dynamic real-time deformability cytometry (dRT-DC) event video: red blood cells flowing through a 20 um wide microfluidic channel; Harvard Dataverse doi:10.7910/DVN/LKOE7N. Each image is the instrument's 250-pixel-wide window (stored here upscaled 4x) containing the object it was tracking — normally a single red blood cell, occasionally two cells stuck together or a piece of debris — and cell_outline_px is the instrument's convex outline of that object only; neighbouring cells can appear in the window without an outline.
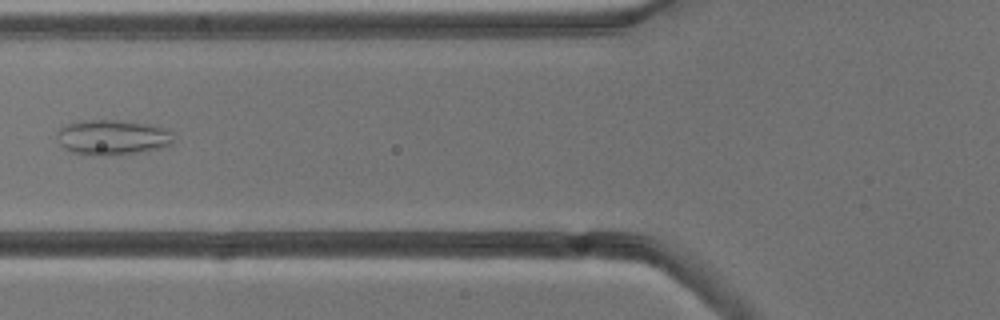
{"species": "common noctule bat (a hibernating species)", "species_latin": "Nyctalus noctula", "temperature_condition": "cold", "stored_images_in_passage": 4, "camera_frame_rate_fps": 3000, "um_per_image_px": 0.085, "animal": {"sex": "male", "body_mass_g": 13.3}, "frame": {"image": 1, "passage_image": 3, "time_ms": 2.333, "image_size_px": [1000, 320], "cell_outline_px": [[172, 144], [164, 148], [136, 152], [104, 156], [92, 156], [72, 152], [64, 148], [60, 144], [56, 136], [56, 132], [60, 128], [68, 124], [88, 120], [116, 120], [144, 124], [164, 128], [172, 132]], "centroid_in_image_um": [9.53, 11.69], "position_along_channel_um": 116.3, "area_um2": 23.76}}